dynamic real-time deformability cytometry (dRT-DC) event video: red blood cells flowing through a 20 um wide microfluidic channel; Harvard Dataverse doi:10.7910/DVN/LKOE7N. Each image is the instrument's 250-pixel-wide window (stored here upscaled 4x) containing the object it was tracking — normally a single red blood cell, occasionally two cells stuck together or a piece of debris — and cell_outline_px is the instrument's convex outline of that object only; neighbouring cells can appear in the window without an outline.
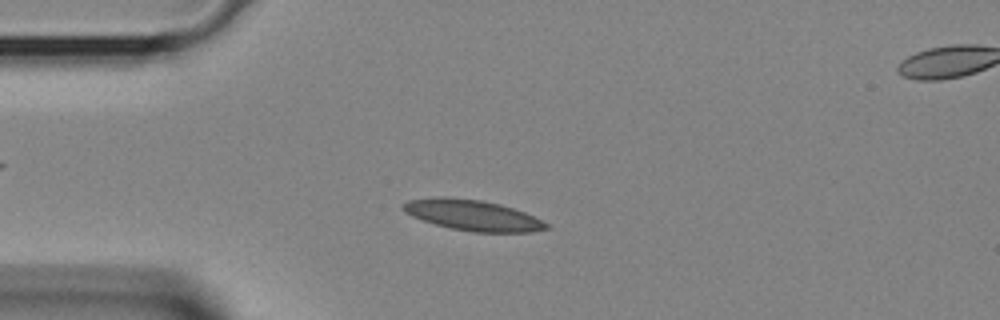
{"species": "Egyptian fruit bat (a non-hibernating species)", "species_latin": "Rousettus aegyptiacus", "temperature_condition": "room temperature", "stored_images_in_passage": 39, "camera_frame_rate_fps": 3000, "um_per_image_px": 0.085, "animal": {"sex": "female"}, "frame": {"image": 1, "passage_image": 9, "time_ms": 2.667, "image_size_px": [1000, 320], "cell_outline_px": [[552, 228], [532, 232], [472, 232], [448, 228], [412, 216], [404, 212], [400, 208], [408, 200], [440, 196], [448, 196], [480, 200], [500, 204], [524, 212], [548, 224]], "centroid_in_image_um": [40.16, 18.29], "position_along_channel_um": 44.8, "area_um2": 25.61}}
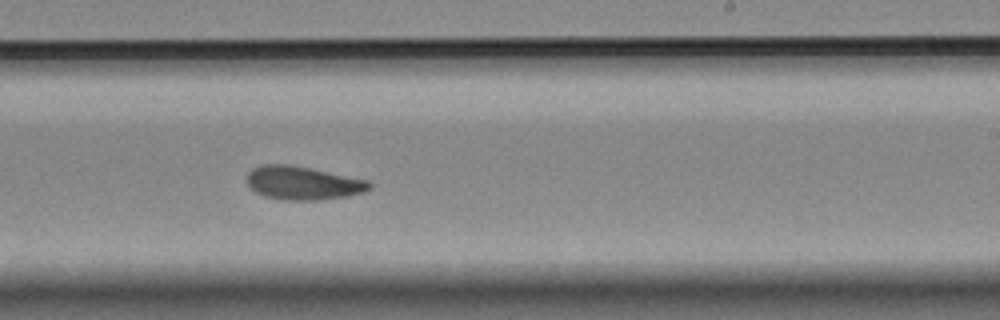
{"frame": {"image": 2, "passage_image": 23, "time_ms": 7.333, "image_size_px": [1000, 320], "cell_outline_px": [[372, 188], [364, 192], [348, 196], [320, 200], [280, 200], [264, 196], [256, 192], [244, 180], [248, 172], [252, 168], [260, 164], [292, 164], [368, 180], [372, 184]], "centroid_in_image_um": [25.72, 15.55], "position_along_channel_um": 263.3, "area_um2": 24.28}}
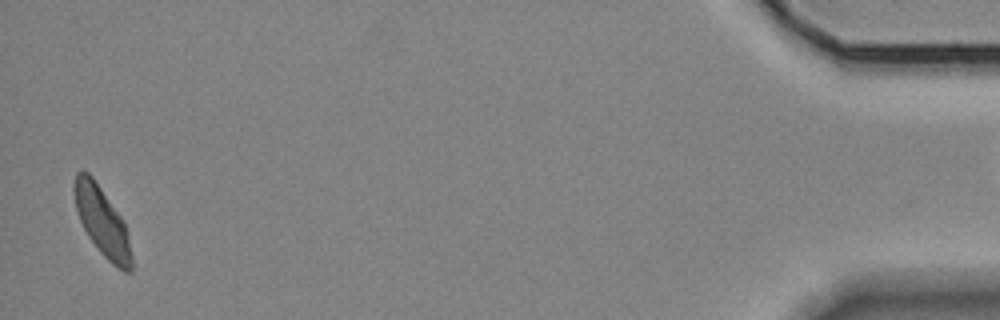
{"frame": {"image": 3, "passage_image": 38, "time_ms": 12.333, "image_size_px": [1000, 320], "cell_outline_px": [[132, 272], [124, 272], [116, 268], [100, 252], [88, 236], [80, 220], [76, 208], [72, 188], [76, 172], [88, 172], [92, 176], [120, 216], [124, 224], [132, 256]], "centroid_in_image_um": [8.66, 18.85], "position_along_channel_um": 426.5, "area_um2": 22.6}}